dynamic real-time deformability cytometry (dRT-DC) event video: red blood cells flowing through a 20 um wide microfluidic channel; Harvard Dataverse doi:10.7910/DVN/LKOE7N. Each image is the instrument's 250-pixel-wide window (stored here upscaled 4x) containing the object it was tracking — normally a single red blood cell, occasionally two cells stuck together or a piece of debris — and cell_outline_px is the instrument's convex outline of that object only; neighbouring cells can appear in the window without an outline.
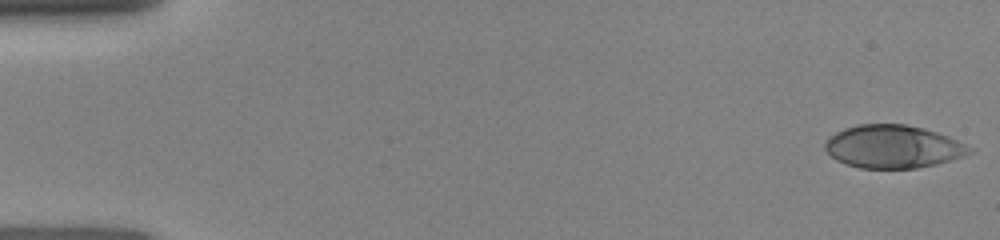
{"species": "human", "species_latin": "Homo sapiens", "temperature_condition": "room temperature", "stored_images_in_passage": 47, "camera_frame_rate_fps": 3000, "um_per_image_px": 0.085, "donor": {"sex": "female"}, "frame": {"image": 1, "passage_image": 1, "time_ms": 0.0, "image_size_px": [1000, 240], "cell_outline_px": [[976, 152], [936, 164], [916, 168], [860, 168], [836, 160], [824, 148], [824, 144], [836, 132], [844, 128], [860, 124], [904, 124], [924, 128], [948, 136], [972, 148]], "centroid_in_image_um": [75.92, 12.46], "position_along_channel_um": 9.1, "area_um2": 35.89}}
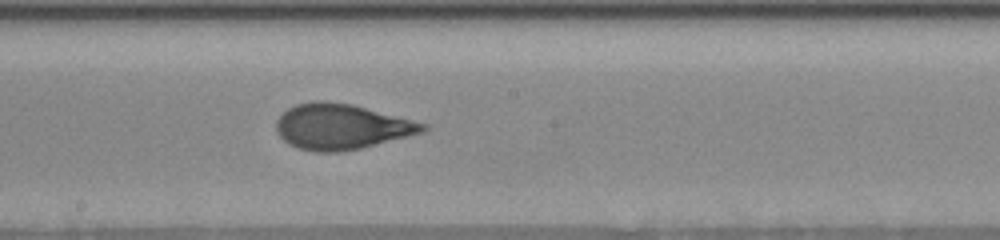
{"frame": {"image": 2, "passage_image": 26, "time_ms": 8.333, "image_size_px": [1000, 240], "cell_outline_px": [[428, 128], [424, 132], [360, 148], [340, 152], [316, 152], [300, 148], [288, 144], [276, 132], [276, 120], [288, 108], [296, 104], [316, 100], [324, 100], [352, 104], [428, 124]], "centroid_in_image_um": [29.0, 10.76], "position_along_channel_um": 219.2, "area_um2": 38.73}}
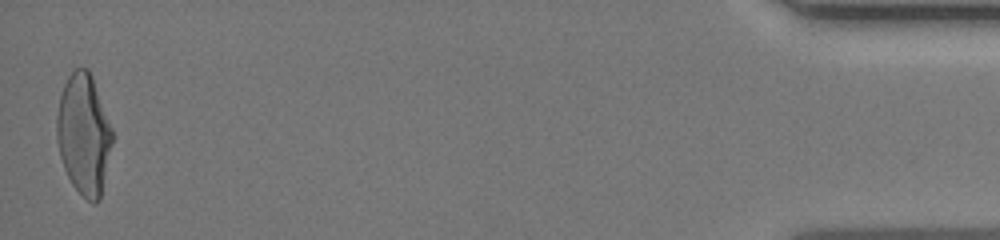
{"frame": {"image": 3, "passage_image": 47, "time_ms": 15.333, "image_size_px": [1000, 240], "cell_outline_px": [[112, 144], [100, 200], [96, 204], [92, 204], [72, 184], [64, 168], [60, 156], [56, 140], [56, 116], [60, 96], [64, 84], [68, 76], [76, 68], [88, 68], [92, 76], [112, 128]], "centroid_in_image_um": [7.11, 11.42], "position_along_channel_um": 428.1, "area_um2": 38.96}}